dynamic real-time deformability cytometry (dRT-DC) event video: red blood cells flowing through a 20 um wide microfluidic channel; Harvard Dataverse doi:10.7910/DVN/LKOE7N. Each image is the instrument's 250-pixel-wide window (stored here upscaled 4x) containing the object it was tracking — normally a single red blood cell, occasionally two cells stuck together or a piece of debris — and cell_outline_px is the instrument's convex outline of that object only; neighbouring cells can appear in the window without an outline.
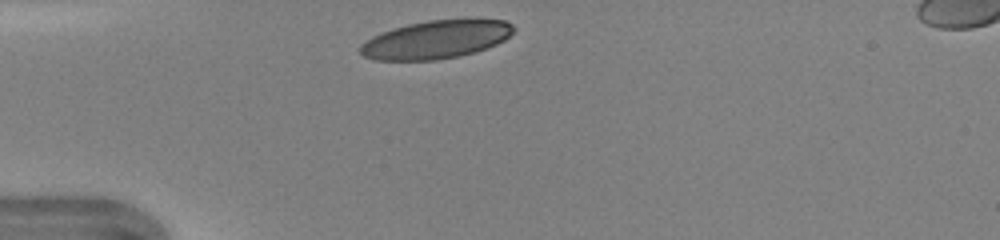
{"species": "human", "species_latin": "Homo sapiens", "temperature_condition": "warm", "stored_images_in_passage": 27, "camera_frame_rate_fps": 3000, "um_per_image_px": 0.085, "donor": {"sex": "female"}, "frame": {"image": 1, "passage_image": 1, "time_ms": 0.0, "image_size_px": [1000, 240], "cell_outline_px": [[516, 28], [504, 40], [496, 44], [460, 56], [436, 60], [376, 60], [364, 56], [360, 52], [360, 44], [372, 36], [392, 28], [408, 24], [428, 20], [504, 20], [512, 24]], "centroid_in_image_um": [37.02, 3.37], "position_along_channel_um": 48.0, "area_um2": 33.76}}
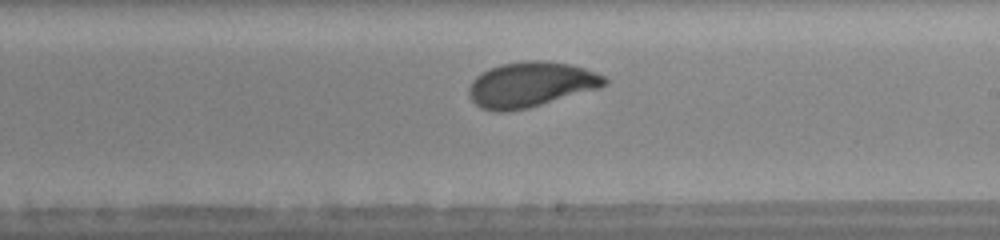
{"frame": {"image": 2, "passage_image": 16, "time_ms": 5.0, "image_size_px": [1000, 240], "cell_outline_px": [[608, 84], [600, 88], [528, 108], [508, 112], [492, 112], [480, 108], [472, 100], [468, 92], [468, 88], [472, 80], [476, 76], [500, 64], [528, 60], [540, 60], [572, 64], [596, 72], [604, 76], [608, 80]], "centroid_in_image_um": [45.12, 7.19], "position_along_channel_um": 243.9, "area_um2": 35.89}, "authors_computed_cell_mechanics": {"area_um2": 35.0846, "velocity_mm_per_s": 4.3374, "shape_relaxation_time_tau1_ms": 2.413, "shape_relaxation_time_tau2_ms": null, "deformation_change_tau1": 0.1289, "deformation_change_tau2": null}}